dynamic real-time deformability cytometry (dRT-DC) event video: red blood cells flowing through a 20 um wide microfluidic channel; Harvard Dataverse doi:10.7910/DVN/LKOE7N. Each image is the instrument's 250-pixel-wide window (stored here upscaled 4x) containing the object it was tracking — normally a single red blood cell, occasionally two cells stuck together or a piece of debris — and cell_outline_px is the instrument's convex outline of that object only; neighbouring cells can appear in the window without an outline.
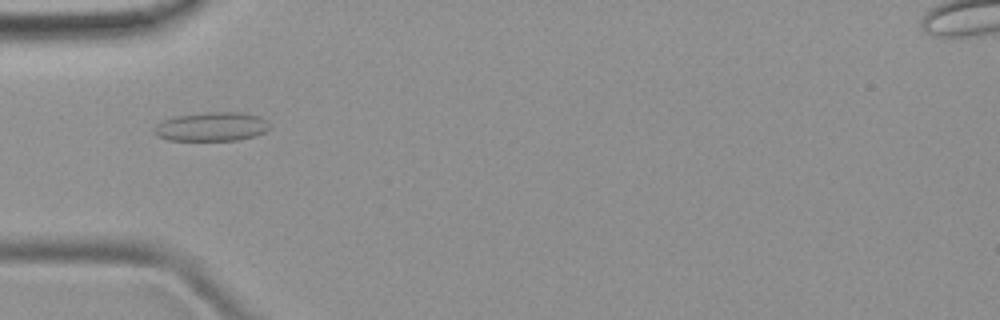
{"species": "common noctule bat (a hibernating species)", "species_latin": "Nyctalus noctula", "temperature_condition": "room temperature", "stored_images_in_passage": 2, "camera_frame_rate_fps": 3000, "um_per_image_px": 0.085, "animal": {"sex": "female", "body_mass_g": 19.9}, "frame": {"image": 1, "passage_image": 2, "time_ms": 1.0, "image_size_px": [1000, 320], "cell_outline_px": [[272, 124], [264, 132], [256, 136], [236, 140], [168, 140], [156, 136], [152, 132], [152, 128], [156, 124], [172, 116], [204, 112], [244, 112], [260, 116], [268, 120]], "centroid_in_image_um": [17.98, 10.75], "position_along_channel_um": 67.0, "area_um2": 19.94}}